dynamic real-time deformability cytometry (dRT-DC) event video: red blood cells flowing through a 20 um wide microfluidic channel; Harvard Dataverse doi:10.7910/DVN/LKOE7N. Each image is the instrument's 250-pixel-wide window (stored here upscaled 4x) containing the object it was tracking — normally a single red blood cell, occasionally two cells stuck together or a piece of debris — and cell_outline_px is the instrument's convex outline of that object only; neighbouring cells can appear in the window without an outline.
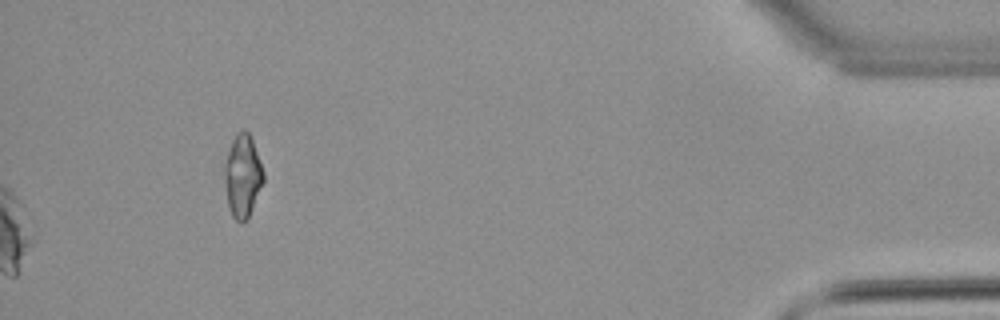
{"species": "common noctule bat (a hibernating species)", "species_latin": "Nyctalus noctula", "temperature_condition": "warm", "stored_images_in_passage": 14, "camera_frame_rate_fps": 3000, "um_per_image_px": 0.085, "animal": {"sex": "male", "body_mass_g": 21.5, "forearm_length_mm": 52.0}, "frame": {"image": 1, "passage_image": 14, "time_ms": 4.333, "image_size_px": [1000, 320], "cell_outline_px": [[264, 180], [252, 208], [248, 216], [240, 224], [232, 216], [228, 208], [224, 180], [224, 164], [228, 148], [236, 132], [244, 128], [248, 132], [252, 140], [264, 172]], "centroid_in_image_um": [20.59, 14.92], "position_along_channel_um": 414.6, "area_um2": 18.79}}